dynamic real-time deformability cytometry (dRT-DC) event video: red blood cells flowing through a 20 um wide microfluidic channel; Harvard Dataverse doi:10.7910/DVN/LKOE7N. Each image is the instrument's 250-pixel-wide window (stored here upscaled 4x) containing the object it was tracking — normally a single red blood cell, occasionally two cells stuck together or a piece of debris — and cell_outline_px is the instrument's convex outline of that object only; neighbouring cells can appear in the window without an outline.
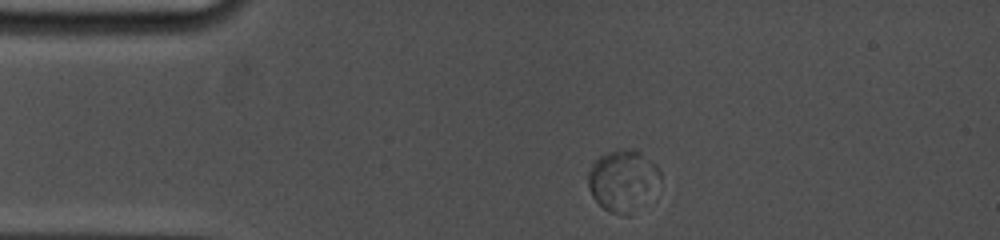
{"species": "common noctule bat (a hibernating species)", "species_latin": "Nyctalus noctula", "temperature_condition": "cold", "stored_images_in_passage": 12, "camera_frame_rate_fps": 5000, "um_per_image_px": 0.085, "animal": {"sex": "female", "body_mass_g": 19.0, "forearm_length_mm": 53.3}, "frame": {"image": 1, "passage_image": 2, "time_ms": 0.6, "image_size_px": [1000, 240], "cell_outline_px": [[660, 176], [628, 216], [624, 216], [612, 212], [604, 208], [592, 196], [588, 188], [588, 172], [592, 164], [600, 156], [612, 152], [640, 152], [656, 164], [660, 172]], "centroid_in_image_um": [52.84, 15.34], "position_along_channel_um": 32.2, "area_um2": 23.99}}
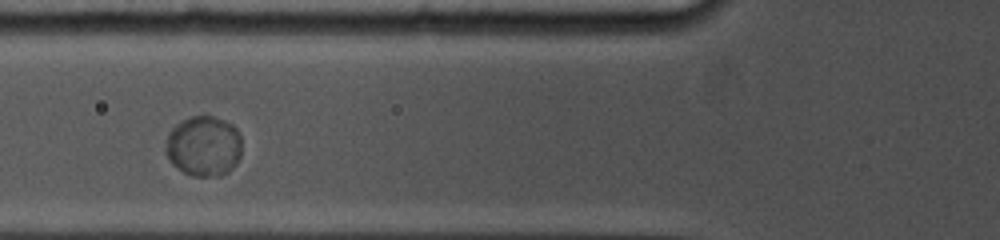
{"frame": {"image": 2, "passage_image": 8, "time_ms": 3.8, "image_size_px": [1000, 240], "cell_outline_px": [[240, 160], [228, 172], [220, 176], [192, 176], [176, 168], [172, 164], [164, 152], [164, 140], [172, 128], [180, 120], [192, 116], [212, 116], [224, 120], [232, 124], [236, 128], [240, 136]], "centroid_in_image_um": [17.28, 12.42], "position_along_channel_um": 108.5, "area_um2": 27.22}}
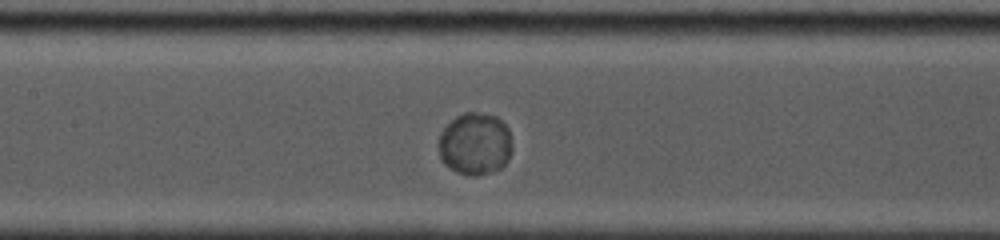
{"frame": {"image": 3, "passage_image": 11, "time_ms": 5.4, "image_size_px": [1000, 240], "cell_outline_px": [[512, 152], [508, 160], [500, 168], [492, 172], [476, 176], [468, 176], [456, 172], [444, 164], [440, 160], [440, 132], [456, 116], [464, 112], [476, 112], [496, 116], [508, 128], [512, 148]], "centroid_in_image_um": [40.39, 12.25], "position_along_channel_um": 167.0, "area_um2": 26.76}}